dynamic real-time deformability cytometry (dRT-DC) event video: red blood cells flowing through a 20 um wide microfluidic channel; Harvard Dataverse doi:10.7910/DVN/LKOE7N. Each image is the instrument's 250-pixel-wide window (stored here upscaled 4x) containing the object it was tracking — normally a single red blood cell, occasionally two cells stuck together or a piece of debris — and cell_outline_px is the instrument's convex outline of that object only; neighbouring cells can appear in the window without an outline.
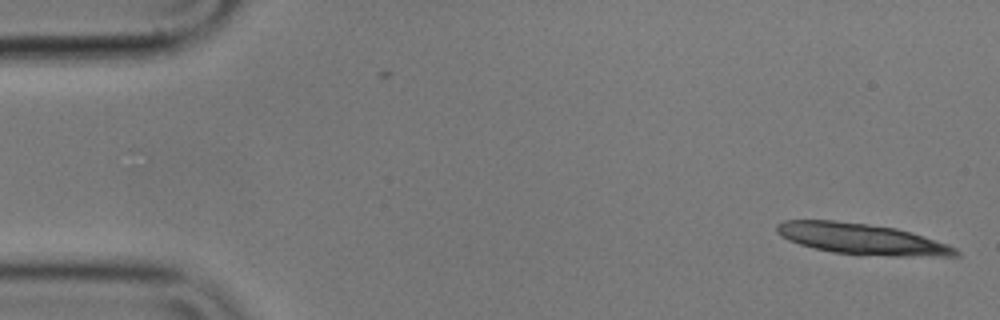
{"species": "common noctule bat (a hibernating species)", "species_latin": "Nyctalus noctula", "temperature_condition": "cold", "stored_images_in_passage": 16, "camera_frame_rate_fps": 3000, "um_per_image_px": 0.085, "animal": {"sex": "male", "body_mass_g": 17.9}, "frame": {"image": 1, "passage_image": 1, "time_ms": 0.0, "image_size_px": [1000, 320], "cell_outline_px": [[960, 256], [856, 256], [832, 252], [800, 244], [788, 240], [780, 236], [776, 232], [776, 224], [784, 220], [836, 220], [896, 228], [924, 236], [948, 244], [956, 248], [960, 252]], "centroid_in_image_um": [73.24, 20.32], "position_along_channel_um": 11.8, "area_um2": 32.66}}